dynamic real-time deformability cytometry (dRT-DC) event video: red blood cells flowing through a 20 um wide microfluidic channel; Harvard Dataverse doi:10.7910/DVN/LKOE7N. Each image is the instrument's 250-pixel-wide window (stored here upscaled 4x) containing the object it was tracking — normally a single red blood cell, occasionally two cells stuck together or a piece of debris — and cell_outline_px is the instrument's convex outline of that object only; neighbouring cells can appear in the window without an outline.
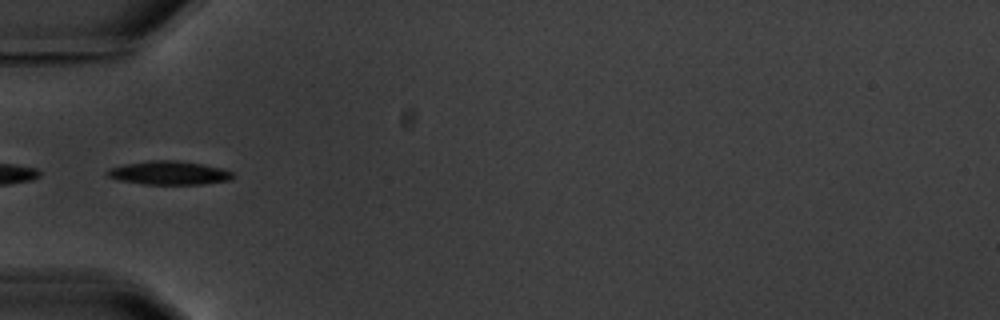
{"species": "common noctule bat (a hibernating species)", "species_latin": "Nyctalus noctula", "temperature_condition": "warm", "stored_images_in_passage": 10, "camera_frame_rate_fps": 3000, "um_per_image_px": 0.085, "animal": {"sex": "male", "body_mass_g": 20.1, "forearm_length_mm": 53.5}, "frame": {"image": 1, "passage_image": 4, "time_ms": 5.0, "image_size_px": [1000, 320], "cell_outline_px": [[236, 176], [232, 180], [204, 184], [144, 184], [120, 180], [108, 176], [104, 172], [108, 168], [124, 164], [148, 160], [176, 160], [204, 164], [224, 168], [232, 172]], "centroid_in_image_um": [14.41, 14.69], "position_along_channel_um": 70.6, "area_um2": 17.57}}